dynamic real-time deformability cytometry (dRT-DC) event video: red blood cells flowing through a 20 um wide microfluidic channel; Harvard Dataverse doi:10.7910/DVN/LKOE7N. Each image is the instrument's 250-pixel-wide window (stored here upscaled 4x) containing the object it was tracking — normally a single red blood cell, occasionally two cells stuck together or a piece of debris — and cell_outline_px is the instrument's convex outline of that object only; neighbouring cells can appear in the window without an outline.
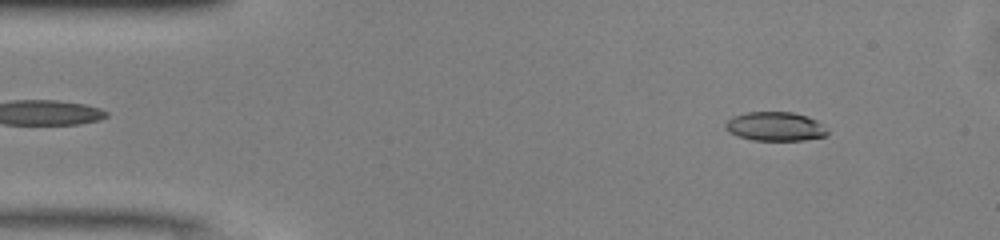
{"species": "common noctule bat (a hibernating species)", "species_latin": "Nyctalus noctula", "temperature_condition": "warm", "stored_images_in_passage": 46, "camera_frame_rate_fps": 3000, "um_per_image_px": 0.085, "animal": {"sex": "male", "body_mass_g": 13.0, "forearm_length_mm": 53.1}, "frame": {"image": 1, "passage_image": 3, "time_ms": 0.667, "image_size_px": [1000, 240], "cell_outline_px": [[828, 132], [824, 136], [804, 140], [752, 140], [736, 136], [728, 132], [724, 128], [724, 124], [732, 116], [748, 112], [792, 112], [808, 116], [816, 120]], "centroid_in_image_um": [65.83, 10.75], "position_along_channel_um": 19.2, "area_um2": 17.22}}
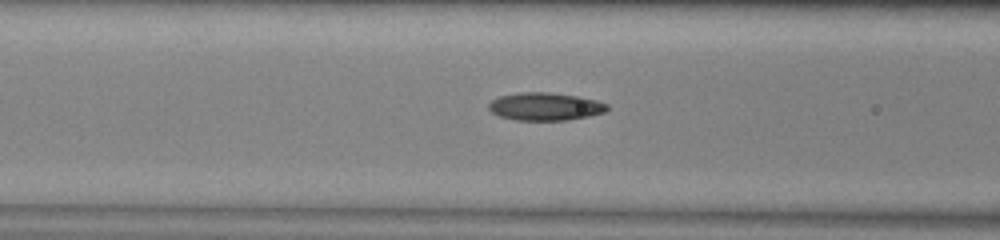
{"frame": {"image": 2, "passage_image": 16, "time_ms": 5.0, "image_size_px": [1000, 240], "cell_outline_px": [[608, 108], [604, 112], [588, 116], [568, 120], [516, 120], [500, 116], [492, 112], [488, 108], [488, 104], [492, 100], [500, 96], [520, 92], [548, 92], [580, 96], [596, 100], [608, 104]], "centroid_in_image_um": [46.34, 9.05], "position_along_channel_um": 120.3, "area_um2": 19.19}}
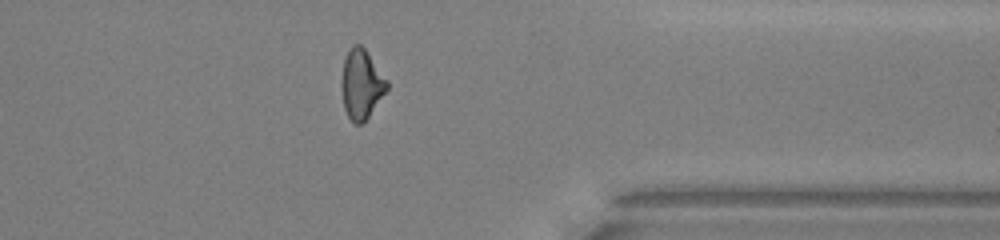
{"frame": {"image": 3, "passage_image": 36, "time_ms": 11.667, "image_size_px": [1000, 240], "cell_outline_px": [[388, 88], [368, 116], [360, 124], [356, 124], [348, 116], [344, 108], [340, 84], [344, 60], [352, 44], [360, 44], [364, 48], [388, 80]], "centroid_in_image_um": [30.7, 7.13], "position_along_channel_um": 380.7, "area_um2": 18.15}, "authors_computed_cell_mechanics": {"area_um2": 18.4093, "velocity_mm_per_s": 4.1381, "shape_relaxation_time_tau1_ms": 5.6922, "shape_relaxation_time_tau2_ms": 2.9995, "deformation_change_tau1": 0.1732, "deformation_change_tau2": 0.1072}}